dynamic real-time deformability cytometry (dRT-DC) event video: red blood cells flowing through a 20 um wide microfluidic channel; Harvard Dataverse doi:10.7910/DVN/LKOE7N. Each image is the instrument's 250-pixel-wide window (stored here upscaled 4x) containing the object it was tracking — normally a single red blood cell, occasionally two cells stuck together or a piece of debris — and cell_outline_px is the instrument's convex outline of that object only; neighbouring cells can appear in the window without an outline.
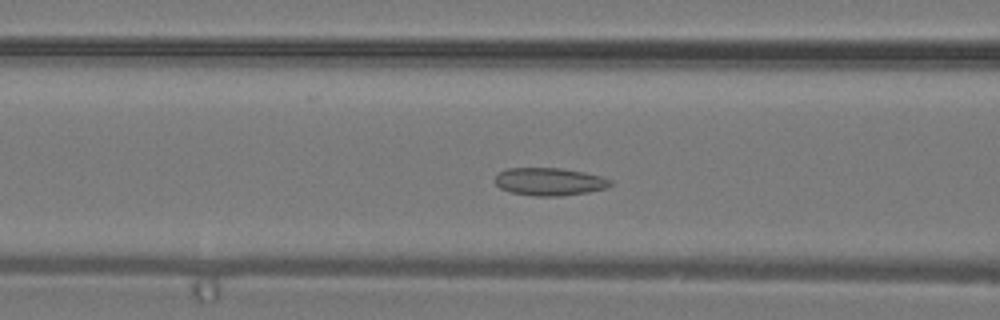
{"species": "common noctule bat (a hibernating species)", "species_latin": "Nyctalus noctula", "temperature_condition": "warm", "stored_images_in_passage": 26, "camera_frame_rate_fps": 3000, "um_per_image_px": 0.085, "animal": {"sex": "male", "body_mass_g": 19.2, "forearm_length_mm": 51.8}, "frame": {"image": 1, "passage_image": 4, "time_ms": 1.0, "image_size_px": [1000, 320], "cell_outline_px": [[612, 184], [608, 188], [588, 192], [560, 196], [536, 196], [512, 192], [500, 188], [496, 184], [496, 176], [500, 172], [508, 168], [560, 168], [584, 172], [600, 176], [612, 180]], "centroid_in_image_um": [46.74, 15.44], "position_along_channel_um": 119.9, "area_um2": 18.55}}
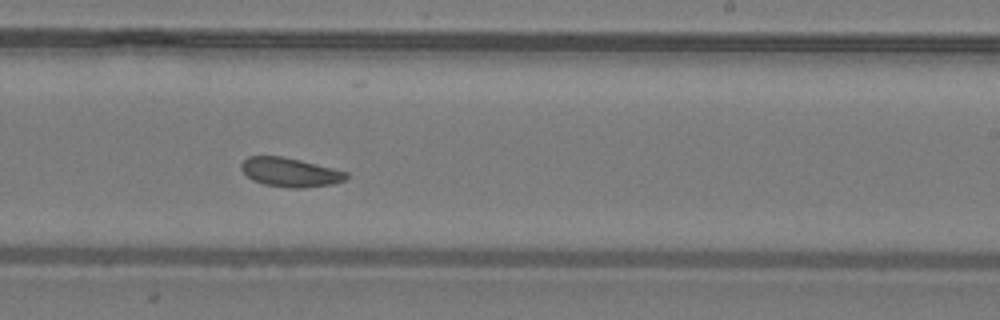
{"frame": {"image": 2, "passage_image": 12, "time_ms": 3.667, "image_size_px": [1000, 320], "cell_outline_px": [[348, 176], [344, 180], [332, 184], [304, 188], [288, 188], [264, 184], [252, 180], [240, 168], [240, 164], [248, 156], [280, 156], [300, 160], [348, 172]], "centroid_in_image_um": [24.64, 14.65], "position_along_channel_um": 264.4, "area_um2": 17.69}}
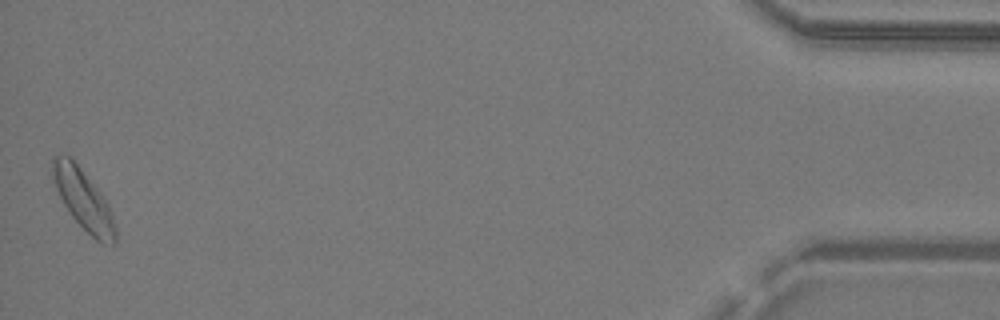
{"frame": {"image": 3, "passage_image": 26, "time_ms": 8.333, "image_size_px": [1000, 320], "cell_outline_px": [[116, 244], [100, 244], [72, 216], [64, 204], [52, 180], [52, 156], [72, 156], [100, 192], [108, 204], [116, 228]], "centroid_in_image_um": [7.09, 16.96], "position_along_channel_um": 428.1, "area_um2": 21.85}}